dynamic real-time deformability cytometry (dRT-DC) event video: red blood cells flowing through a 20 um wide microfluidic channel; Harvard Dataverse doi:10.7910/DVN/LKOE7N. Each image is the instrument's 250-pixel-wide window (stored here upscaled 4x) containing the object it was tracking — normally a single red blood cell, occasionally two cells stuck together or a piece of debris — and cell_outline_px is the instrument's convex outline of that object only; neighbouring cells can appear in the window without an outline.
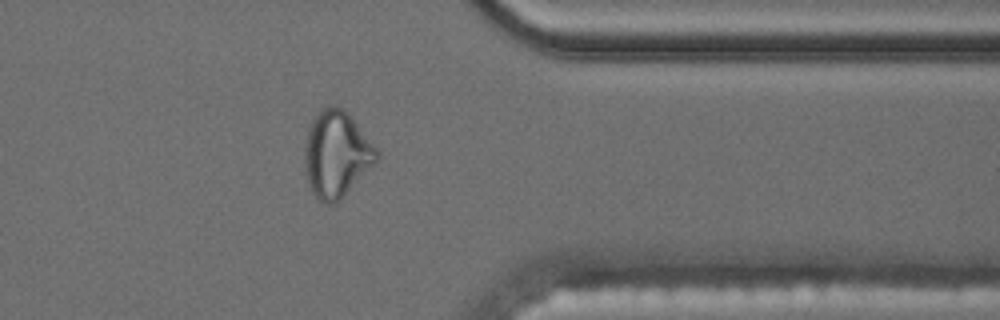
{"species": "common noctule bat (a hibernating species)", "species_latin": "Nyctalus noctula", "temperature_condition": "cold", "stored_images_in_passage": 41, "camera_frame_rate_fps": 3000, "um_per_image_px": 0.085, "animal": {"sex": "male", "body_mass_g": 17.5, "forearm_length_mm": 52.3}, "frame": {"image": 1, "passage_image": 30, "time_ms": 9.667, "image_size_px": [1000, 320], "cell_outline_px": [[380, 156], [340, 200], [336, 204], [324, 204], [312, 192], [308, 184], [304, 168], [304, 148], [308, 132], [312, 120], [316, 112], [320, 108], [328, 104], [336, 104], [344, 108], [380, 152]], "centroid_in_image_um": [28.57, 13.07], "position_along_channel_um": 382.8, "area_um2": 36.36}, "authors_computed_cell_mechanics": {"area_um2": 26.299, "velocity_mm_per_s": 3.5291, "shape_relaxation_time_tau1_ms": null, "shape_relaxation_time_tau2_ms": 1.3597, "deformation_change_tau1": null, "deformation_change_tau2": 0.0831}}